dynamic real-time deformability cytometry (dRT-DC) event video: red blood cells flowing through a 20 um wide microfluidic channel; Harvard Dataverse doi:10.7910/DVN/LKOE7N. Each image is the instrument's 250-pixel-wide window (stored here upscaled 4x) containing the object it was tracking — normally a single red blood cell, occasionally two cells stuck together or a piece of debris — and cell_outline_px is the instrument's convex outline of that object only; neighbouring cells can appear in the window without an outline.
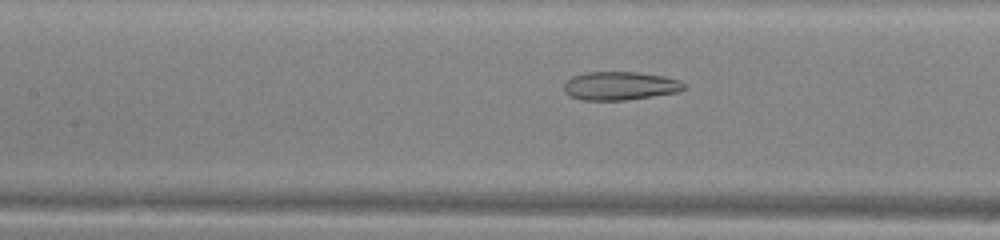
{"species": "common noctule bat (a hibernating species)", "species_latin": "Nyctalus noctula", "temperature_condition": "warm", "stored_images_in_passage": 40, "camera_frame_rate_fps": 3000, "um_per_image_px": 0.085, "animal": {"sex": "male", "body_mass_g": 13.0, "forearm_length_mm": 53.1}, "frame": {"image": 1, "passage_image": 22, "time_ms": 7.0, "image_size_px": [1000, 240], "cell_outline_px": [[684, 88], [680, 92], [628, 100], [584, 100], [572, 96], [564, 92], [564, 84], [572, 76], [584, 72], [636, 72], [664, 76], [680, 80], [684, 84]], "centroid_in_image_um": [52.72, 7.29], "position_along_channel_um": 154.7, "area_um2": 19.94}}
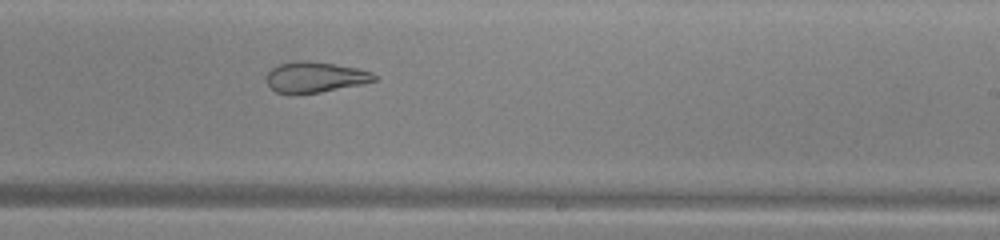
{"frame": {"image": 2, "passage_image": 30, "time_ms": 9.667, "image_size_px": [1000, 240], "cell_outline_px": [[376, 80], [360, 84], [320, 92], [296, 96], [288, 96], [276, 92], [268, 84], [268, 72], [272, 68], [280, 64], [296, 60], [308, 60], [356, 68], [372, 72], [376, 76]], "centroid_in_image_um": [26.73, 6.58], "position_along_channel_um": 262.3, "area_um2": 19.36}}
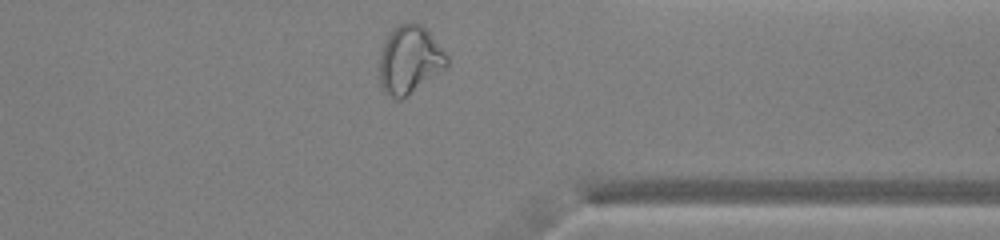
{"frame": {"image": 3, "passage_image": 39, "time_ms": 12.667, "image_size_px": [1000, 240], "cell_outline_px": [[448, 68], [400, 100], [384, 92], [380, 84], [380, 48], [384, 40], [392, 28], [400, 24], [412, 20], [420, 24], [428, 32], [448, 56]], "centroid_in_image_um": [34.81, 5.06], "position_along_channel_um": 376.6, "area_um2": 26.88}, "authors_computed_cell_mechanics": {"area_um2": 24.5939, "velocity_mm_per_s": 4.0531, "shape_relaxation_time_tau1_ms": null, "shape_relaxation_time_tau2_ms": 2.0075, "deformation_change_tau1": null, "deformation_change_tau2": 0.1046}}